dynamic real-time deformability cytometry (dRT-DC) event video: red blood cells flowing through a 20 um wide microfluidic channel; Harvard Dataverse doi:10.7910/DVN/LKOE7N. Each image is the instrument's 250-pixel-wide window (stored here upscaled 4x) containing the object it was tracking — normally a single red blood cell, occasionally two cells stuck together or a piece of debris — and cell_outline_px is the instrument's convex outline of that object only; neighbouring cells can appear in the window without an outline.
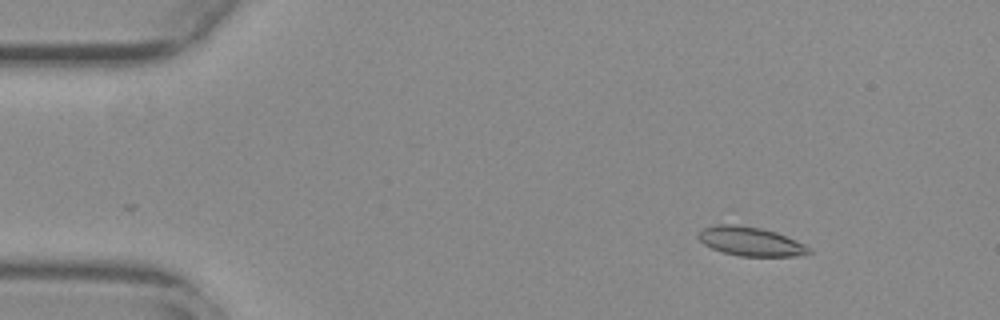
{"species": "common noctule bat (a hibernating species)", "species_latin": "Nyctalus noctula", "temperature_condition": "warm", "stored_images_in_passage": 16, "camera_frame_rate_fps": 3000, "um_per_image_px": 0.085, "animal": {"sex": "female", "body_mass_g": 29.2, "forearm_length_mm": 56.3}, "frame": {"image": 1, "passage_image": 2, "time_ms": 0.333, "image_size_px": [1000, 320], "cell_outline_px": [[812, 252], [804, 256], [740, 256], [724, 252], [712, 248], [704, 244], [696, 236], [696, 232], [704, 228], [716, 224], [736, 224], [760, 228], [776, 232], [796, 240], [812, 248]], "centroid_in_image_um": [63.81, 20.52], "position_along_channel_um": 21.2, "area_um2": 18.84}}
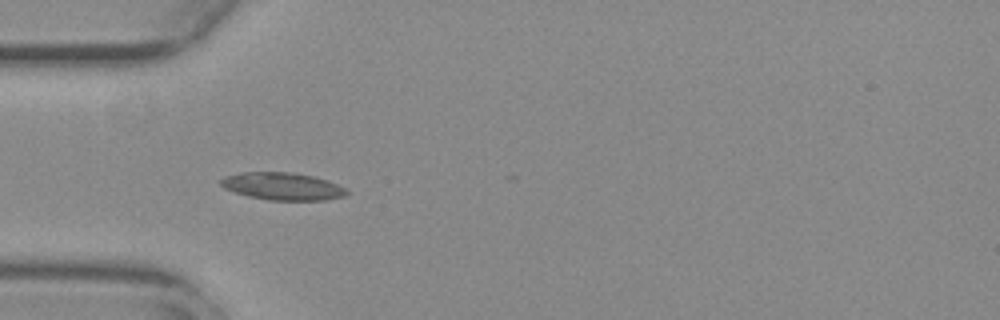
{"frame": {"image": 2, "passage_image": 12, "time_ms": 3.667, "image_size_px": [1000, 320], "cell_outline_px": [[348, 192], [344, 196], [324, 200], [268, 200], [248, 196], [224, 188], [220, 184], [220, 180], [224, 176], [240, 172], [296, 172], [328, 180], [344, 188]], "centroid_in_image_um": [23.99, 15.82], "position_along_channel_um": 61.0, "area_um2": 20.11}}
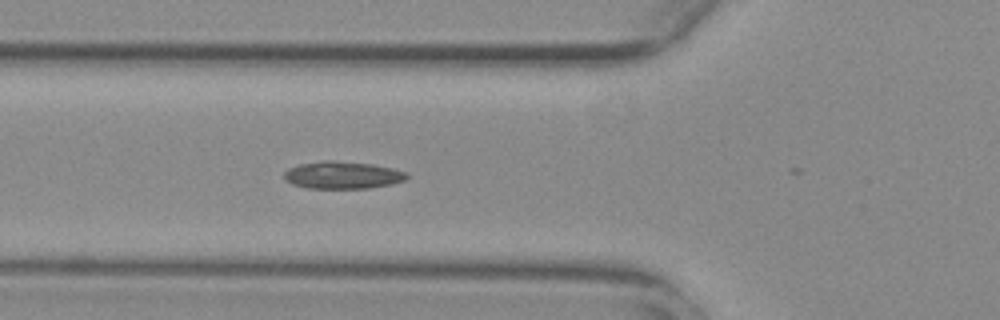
{"frame": {"image": 3, "passage_image": 15, "time_ms": 4.667, "image_size_px": [1000, 320], "cell_outline_px": [[408, 176], [404, 180], [392, 184], [368, 188], [308, 188], [292, 184], [284, 180], [284, 172], [288, 168], [300, 164], [324, 160], [332, 160], [372, 164], [392, 168], [408, 172]], "centroid_in_image_um": [29.1, 14.88], "position_along_channel_um": 96.7, "area_um2": 19.59}}